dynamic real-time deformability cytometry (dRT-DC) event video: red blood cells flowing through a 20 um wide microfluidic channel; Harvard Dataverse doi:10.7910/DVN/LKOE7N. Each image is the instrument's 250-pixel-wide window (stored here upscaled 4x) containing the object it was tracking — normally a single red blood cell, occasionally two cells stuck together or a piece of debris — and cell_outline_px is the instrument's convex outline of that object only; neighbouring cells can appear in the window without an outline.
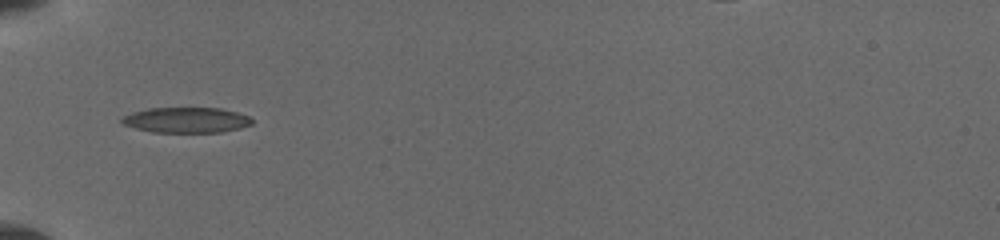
{"species": "common noctule bat (a hibernating species)", "species_latin": "Nyctalus noctula", "temperature_condition": "cold", "stored_images_in_passage": 28, "camera_frame_rate_fps": 3000, "um_per_image_px": 0.085, "animal": {"sex": "female", "body_mass_g": 19.5, "forearm_length_mm": 54.1}, "frame": {"image": 1, "passage_image": 1, "time_ms": 0.0, "image_size_px": [1000, 240], "cell_outline_px": [[252, 124], [240, 128], [220, 132], [152, 132], [136, 128], [124, 124], [120, 120], [124, 116], [132, 112], [148, 108], [220, 108], [236, 112], [248, 116], [252, 120]], "centroid_in_image_um": [15.83, 10.2], "position_along_channel_um": 69.2, "area_um2": 19.13}}
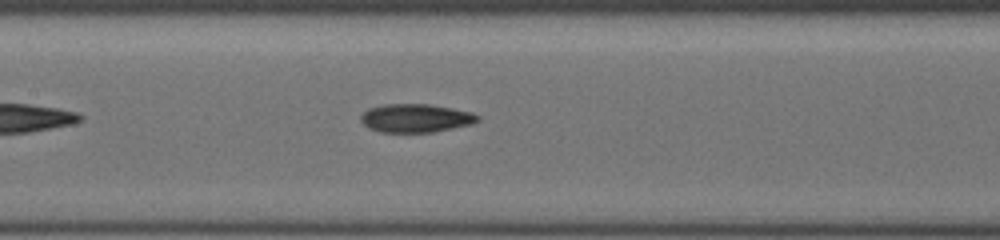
{"frame": {"image": 2, "passage_image": 8, "time_ms": 2.667, "image_size_px": [1000, 240], "cell_outline_px": [[480, 120], [472, 124], [436, 132], [380, 132], [368, 128], [360, 120], [360, 116], [368, 108], [384, 104], [428, 104], [472, 112], [480, 116]], "centroid_in_image_um": [35.34, 10.04], "position_along_channel_um": 172.1, "area_um2": 19.48}}
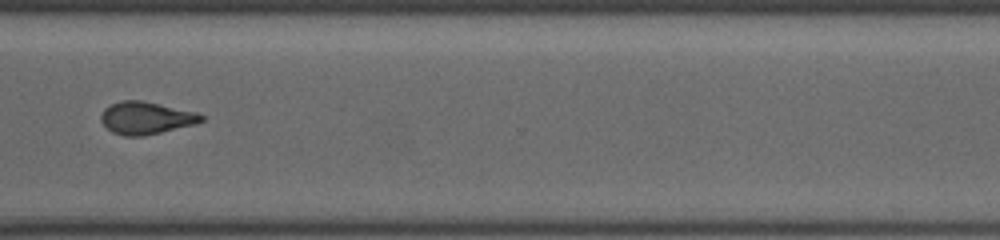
{"frame": {"image": 3, "passage_image": 17, "time_ms": 7.333, "image_size_px": [1000, 240], "cell_outline_px": [[204, 120], [196, 124], [144, 136], [124, 136], [112, 132], [100, 120], [100, 116], [104, 108], [120, 100], [140, 100], [196, 112], [204, 116]], "centroid_in_image_um": [12.4, 10.03], "position_along_channel_um": 358.2, "area_um2": 18.9}}